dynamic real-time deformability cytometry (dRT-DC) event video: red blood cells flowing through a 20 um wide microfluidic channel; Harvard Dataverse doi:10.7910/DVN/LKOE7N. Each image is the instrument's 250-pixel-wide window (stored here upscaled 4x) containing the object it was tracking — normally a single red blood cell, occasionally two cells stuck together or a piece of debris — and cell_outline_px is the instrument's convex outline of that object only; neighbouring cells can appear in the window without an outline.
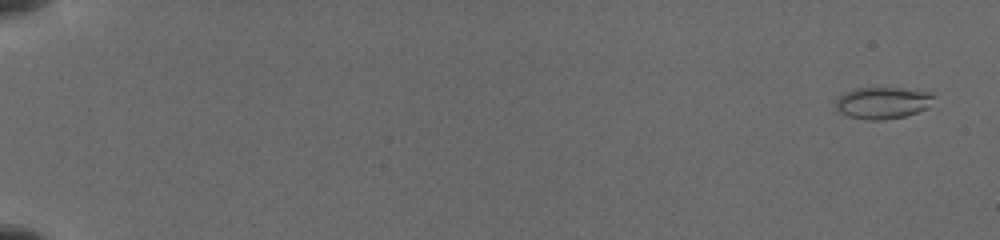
{"species": "common noctule bat (a hibernating species)", "species_latin": "Nyctalus noctula", "temperature_condition": "cold", "stored_images_in_passage": 9, "camera_frame_rate_fps": 3000, "um_per_image_px": 0.085, "animal": {"sex": "female", "body_mass_g": 19.5, "forearm_length_mm": 54.1}, "frame": {"image": 1, "passage_image": 1, "time_ms": 0.0, "image_size_px": [1000, 240], "cell_outline_px": [[932, 96], [928, 108], [904, 116], [876, 120], [872, 120], [848, 116], [840, 112], [836, 108], [836, 104], [848, 92], [856, 88], [896, 88], [920, 92]], "centroid_in_image_um": [75.0, 8.76], "position_along_channel_um": 10.0, "area_um2": 17.05}}
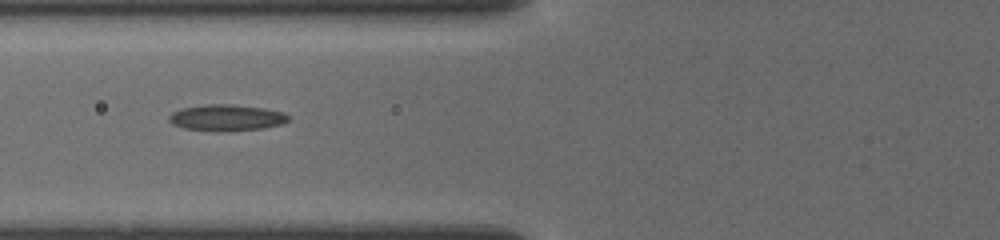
{"frame": {"image": 2, "passage_image": 7, "time_ms": 7.333, "image_size_px": [1000, 240], "cell_outline_px": [[288, 120], [280, 124], [264, 128], [228, 132], [220, 132], [184, 128], [172, 124], [168, 120], [168, 116], [172, 112], [184, 108], [204, 104], [228, 104], [260, 108], [284, 112], [288, 116]], "centroid_in_image_um": [19.21, 10.02], "position_along_channel_um": 106.6, "area_um2": 18.26}}
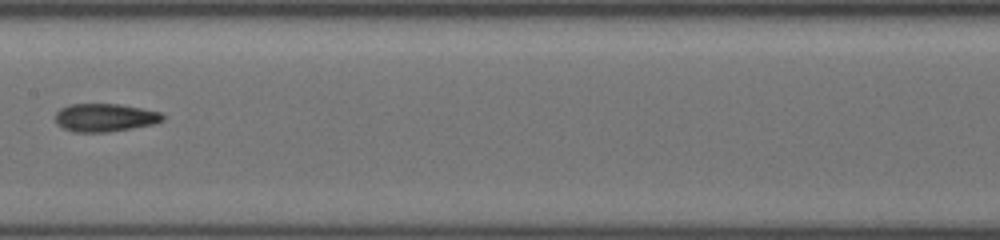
{"frame": {"image": 3, "passage_image": 9, "time_ms": 9.667, "image_size_px": [1000, 240], "cell_outline_px": [[164, 120], [152, 124], [132, 128], [104, 132], [76, 132], [64, 128], [56, 120], [56, 112], [60, 108], [68, 104], [120, 104], [160, 112], [164, 116]], "centroid_in_image_um": [8.92, 9.98], "position_along_channel_um": 198.5, "area_um2": 17.34}}